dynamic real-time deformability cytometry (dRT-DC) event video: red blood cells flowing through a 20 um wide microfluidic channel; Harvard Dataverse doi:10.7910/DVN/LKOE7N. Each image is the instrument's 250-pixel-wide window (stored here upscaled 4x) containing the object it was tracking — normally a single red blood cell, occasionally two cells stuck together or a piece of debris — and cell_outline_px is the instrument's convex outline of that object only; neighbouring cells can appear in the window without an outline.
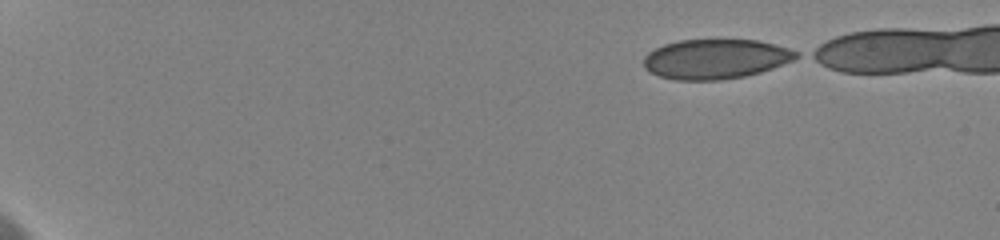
{"species": "human", "species_latin": "Homo sapiens", "temperature_condition": "cold", "stored_images_in_passage": 55, "camera_frame_rate_fps": 3000, "um_per_image_px": 0.085, "donor": {"sex": "female"}, "frame": {"image": 1, "passage_image": 1, "time_ms": 0.0, "image_size_px": [1000, 240], "cell_outline_px": [[800, 56], [792, 60], [772, 68], [760, 72], [744, 76], [720, 80], [676, 80], [660, 76], [644, 68], [644, 56], [648, 52], [664, 44], [680, 40], [756, 40], [788, 48], [800, 52]], "centroid_in_image_um": [60.81, 5.01], "position_along_channel_um": 24.2, "area_um2": 35.08}}